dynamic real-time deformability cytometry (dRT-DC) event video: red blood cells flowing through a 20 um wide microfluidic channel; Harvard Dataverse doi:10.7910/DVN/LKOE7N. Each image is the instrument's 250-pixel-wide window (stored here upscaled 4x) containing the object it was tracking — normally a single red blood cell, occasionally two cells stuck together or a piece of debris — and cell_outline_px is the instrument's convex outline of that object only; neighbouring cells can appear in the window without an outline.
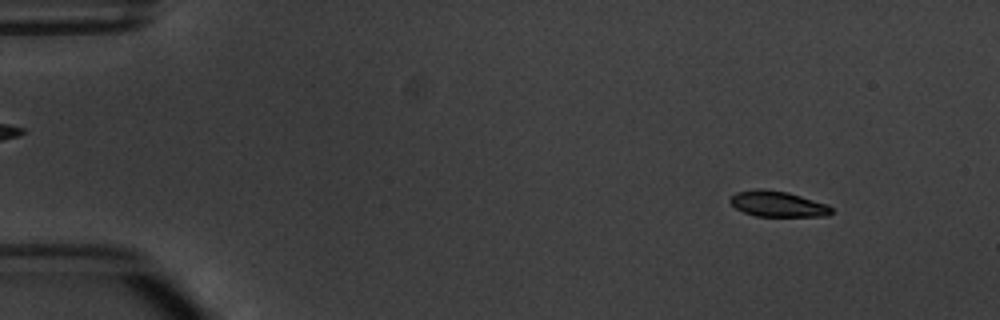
{"species": "common noctule bat (a hibernating species)", "species_latin": "Nyctalus noctula", "temperature_condition": "warm", "stored_images_in_passage": 5, "camera_frame_rate_fps": 3000, "um_per_image_px": 0.085, "animal": {"sex": "male", "body_mass_g": 20.1, "forearm_length_mm": 53.5}, "frame": {"image": 1, "passage_image": 1, "time_ms": 0.0, "image_size_px": [1000, 320], "cell_outline_px": [[832, 212], [828, 216], [756, 216], [744, 212], [736, 208], [728, 200], [736, 192], [756, 188], [764, 188], [788, 192], [828, 204], [832, 208]], "centroid_in_image_um": [66.11, 17.32], "position_along_channel_um": 18.9, "area_um2": 15.26}}